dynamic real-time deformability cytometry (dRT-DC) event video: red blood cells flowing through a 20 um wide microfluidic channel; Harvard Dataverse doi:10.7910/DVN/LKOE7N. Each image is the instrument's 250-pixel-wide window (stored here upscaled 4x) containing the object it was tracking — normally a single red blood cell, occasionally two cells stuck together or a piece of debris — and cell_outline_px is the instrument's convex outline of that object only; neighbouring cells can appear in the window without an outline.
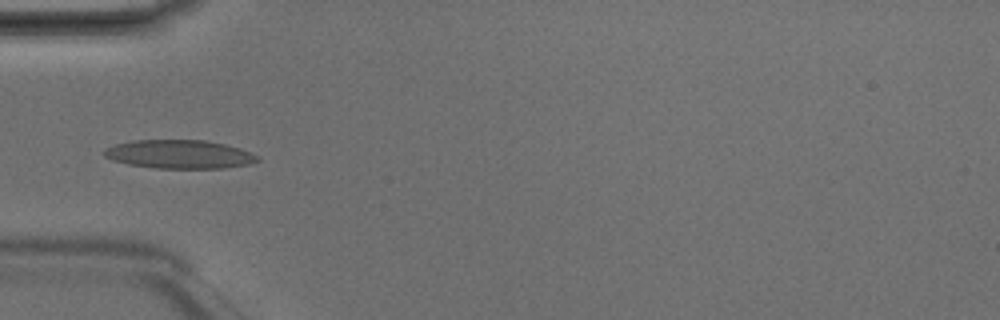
{"species": "Egyptian fruit bat (a non-hibernating species)", "species_latin": "Rousettus aegyptiacus", "temperature_condition": "room temperature", "stored_images_in_passage": 3, "camera_frame_rate_fps": 3000, "um_per_image_px": 0.085, "animal": {"sex": "male"}, "frame": {"image": 1, "passage_image": 2, "time_ms": 0.333, "image_size_px": [1000, 320], "cell_outline_px": [[260, 160], [248, 164], [224, 168], [152, 168], [128, 164], [112, 160], [104, 156], [104, 152], [108, 148], [116, 144], [132, 140], [204, 140], [224, 144], [240, 148], [260, 156]], "centroid_in_image_um": [15.27, 13.11], "position_along_channel_um": 69.7, "area_um2": 25.49}}